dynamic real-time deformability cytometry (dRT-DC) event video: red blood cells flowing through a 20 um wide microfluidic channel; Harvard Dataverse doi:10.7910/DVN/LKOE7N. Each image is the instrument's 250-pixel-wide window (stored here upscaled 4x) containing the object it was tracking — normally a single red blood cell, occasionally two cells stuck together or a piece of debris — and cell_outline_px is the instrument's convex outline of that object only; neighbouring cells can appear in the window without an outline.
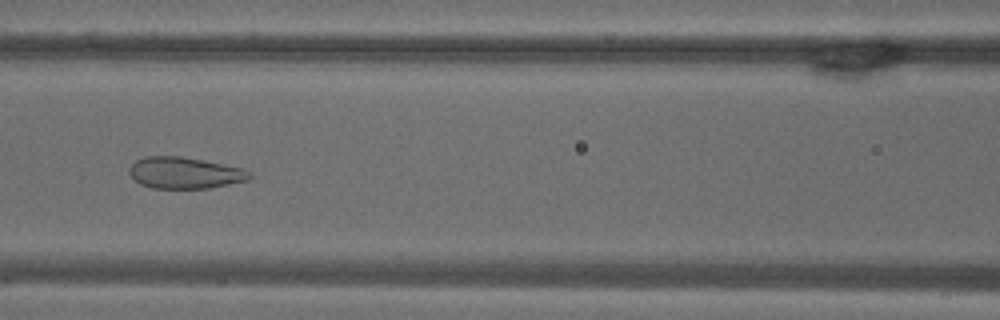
{"species": "common noctule bat (a hibernating species)", "species_latin": "Nyctalus noctula", "temperature_condition": "warm", "stored_images_in_passage": 55, "camera_frame_rate_fps": 3000, "um_per_image_px": 0.085, "animal": {"sex": "male", "body_mass_g": 18.8}, "frame": {"image": 1, "passage_image": 24, "time_ms": 7.667, "image_size_px": [1000, 320], "cell_outline_px": [[252, 176], [248, 180], [212, 188], [152, 188], [140, 184], [128, 172], [128, 168], [136, 160], [144, 156], [180, 156], [204, 160], [240, 168], [248, 172]], "centroid_in_image_um": [15.67, 14.69], "position_along_channel_um": 150.9, "area_um2": 21.96}}
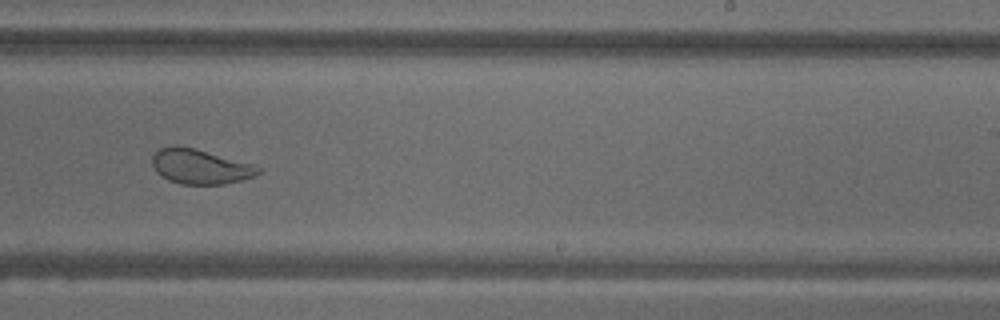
{"frame": {"image": 2, "passage_image": 34, "time_ms": 11.0, "image_size_px": [1000, 320], "cell_outline_px": [[264, 172], [256, 176], [224, 184], [180, 184], [168, 180], [160, 176], [156, 172], [152, 164], [152, 156], [156, 148], [176, 144], [196, 148], [252, 164], [260, 168]], "centroid_in_image_um": [16.97, 14.14], "position_along_channel_um": 272.0, "area_um2": 21.91}}
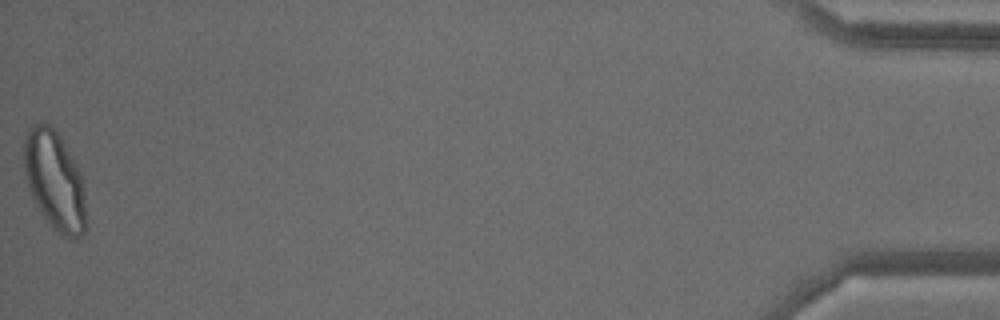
{"frame": {"image": 3, "passage_image": 55, "time_ms": 18.0, "image_size_px": [1000, 320], "cell_outline_px": [[88, 228], [80, 236], [72, 240], [68, 240], [60, 236], [52, 228], [40, 212], [28, 188], [24, 172], [24, 140], [28, 128], [40, 120], [44, 120], [56, 132], [80, 172]], "centroid_in_image_um": [4.63, 15.41], "position_along_channel_um": 430.6, "area_um2": 35.95}, "authors_computed_cell_mechanics": {"area_um2": 29.3046, "velocity_mm_per_s": 3.6452, "shape_relaxation_time_tau1_ms": null, "shape_relaxation_time_tau2_ms": 0.9473, "deformation_change_tau1": null, "deformation_change_tau2": 0.0722}}